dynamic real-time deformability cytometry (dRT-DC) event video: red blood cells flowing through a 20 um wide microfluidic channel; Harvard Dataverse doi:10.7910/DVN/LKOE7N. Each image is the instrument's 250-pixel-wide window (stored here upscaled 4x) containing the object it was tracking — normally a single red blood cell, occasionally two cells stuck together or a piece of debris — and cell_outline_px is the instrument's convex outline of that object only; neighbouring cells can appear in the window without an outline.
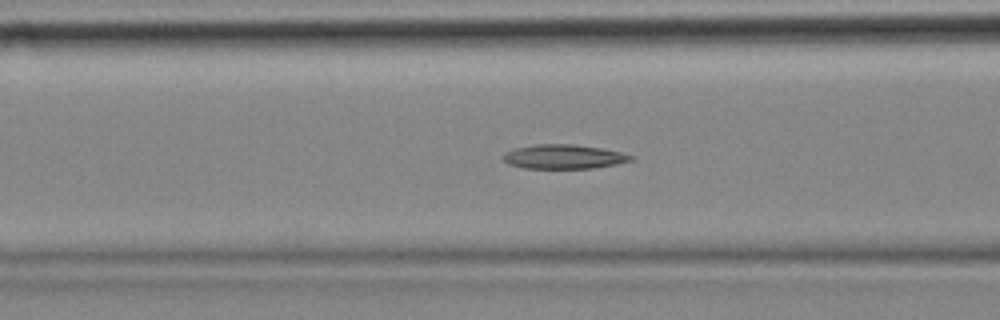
{"species": "common noctule bat (a hibernating species)", "species_latin": "Nyctalus noctula", "temperature_condition": "cold", "stored_images_in_passage": 57, "camera_frame_rate_fps": 3000, "um_per_image_px": 0.085, "animal": {"sex": "female", "body_mass_g": 18.4}, "frame": {"image": 1, "passage_image": 22, "time_ms": 7.0, "image_size_px": [1000, 320], "cell_outline_px": [[636, 156], [632, 160], [616, 164], [592, 168], [524, 168], [508, 164], [504, 160], [504, 152], [516, 148], [536, 144], [572, 144], [600, 148], [620, 152]], "centroid_in_image_um": [47.92, 13.32], "position_along_channel_um": 118.7, "area_um2": 17.92}}
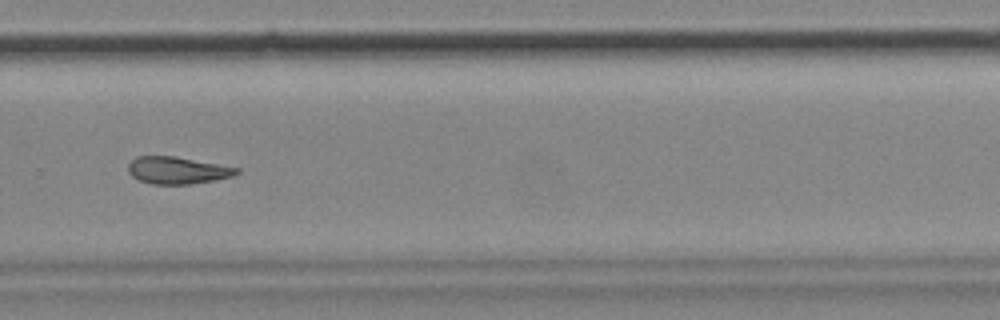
{"frame": {"image": 2, "passage_image": 39, "time_ms": 12.667, "image_size_px": [1000, 320], "cell_outline_px": [[240, 172], [232, 176], [212, 180], [188, 184], [152, 184], [140, 180], [132, 176], [128, 172], [128, 164], [136, 156], [176, 156], [240, 168]], "centroid_in_image_um": [15.06, 14.46], "position_along_channel_um": 314.7, "area_um2": 17.05}}
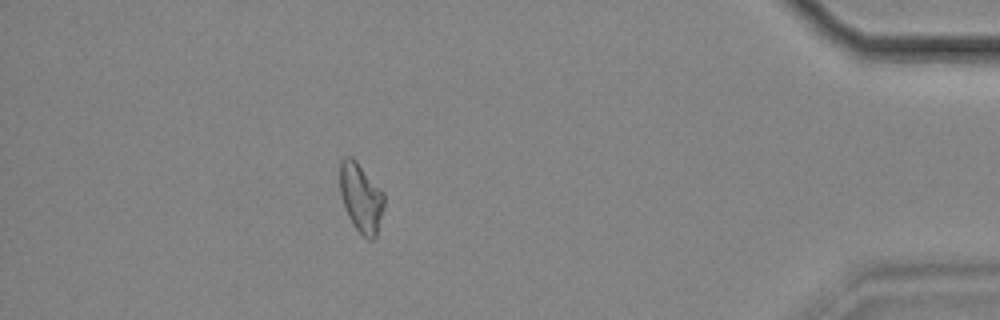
{"frame": {"image": 3, "passage_image": 51, "time_ms": 16.667, "image_size_px": [1000, 320], "cell_outline_px": [[384, 204], [376, 236], [372, 240], [368, 240], [352, 224], [344, 208], [340, 196], [340, 160], [344, 156], [352, 156], [356, 160], [384, 192]], "centroid_in_image_um": [30.66, 16.78], "position_along_channel_um": 404.5, "area_um2": 17.92}}